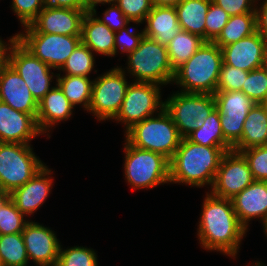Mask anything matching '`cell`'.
Masks as SVG:
<instances>
[{"instance_id":"cell-44","label":"cell","mask_w":267,"mask_h":266,"mask_svg":"<svg viewBox=\"0 0 267 266\" xmlns=\"http://www.w3.org/2000/svg\"><path fill=\"white\" fill-rule=\"evenodd\" d=\"M257 31L267 39V0L261 8H256Z\"/></svg>"},{"instance_id":"cell-9","label":"cell","mask_w":267,"mask_h":266,"mask_svg":"<svg viewBox=\"0 0 267 266\" xmlns=\"http://www.w3.org/2000/svg\"><path fill=\"white\" fill-rule=\"evenodd\" d=\"M17 40L50 68L61 70L67 58L81 43V35L22 32L17 34Z\"/></svg>"},{"instance_id":"cell-15","label":"cell","mask_w":267,"mask_h":266,"mask_svg":"<svg viewBox=\"0 0 267 266\" xmlns=\"http://www.w3.org/2000/svg\"><path fill=\"white\" fill-rule=\"evenodd\" d=\"M221 51L223 63L247 72L267 65V39L258 31Z\"/></svg>"},{"instance_id":"cell-21","label":"cell","mask_w":267,"mask_h":266,"mask_svg":"<svg viewBox=\"0 0 267 266\" xmlns=\"http://www.w3.org/2000/svg\"><path fill=\"white\" fill-rule=\"evenodd\" d=\"M234 211L240 223L247 229L252 218H267V181H254L233 199Z\"/></svg>"},{"instance_id":"cell-12","label":"cell","mask_w":267,"mask_h":266,"mask_svg":"<svg viewBox=\"0 0 267 266\" xmlns=\"http://www.w3.org/2000/svg\"><path fill=\"white\" fill-rule=\"evenodd\" d=\"M160 86L154 83L134 82L126 91L121 109L114 118L124 122L126 131L135 123L152 116L158 109H164V102H160Z\"/></svg>"},{"instance_id":"cell-23","label":"cell","mask_w":267,"mask_h":266,"mask_svg":"<svg viewBox=\"0 0 267 266\" xmlns=\"http://www.w3.org/2000/svg\"><path fill=\"white\" fill-rule=\"evenodd\" d=\"M74 106L69 102L58 85L53 87L39 102L36 117L41 133L61 120L69 119Z\"/></svg>"},{"instance_id":"cell-20","label":"cell","mask_w":267,"mask_h":266,"mask_svg":"<svg viewBox=\"0 0 267 266\" xmlns=\"http://www.w3.org/2000/svg\"><path fill=\"white\" fill-rule=\"evenodd\" d=\"M50 174L51 170L44 166L23 186L9 194L23 215L34 213L48 197L52 187V179L48 177Z\"/></svg>"},{"instance_id":"cell-41","label":"cell","mask_w":267,"mask_h":266,"mask_svg":"<svg viewBox=\"0 0 267 266\" xmlns=\"http://www.w3.org/2000/svg\"><path fill=\"white\" fill-rule=\"evenodd\" d=\"M143 37V30L141 33L138 32V34H135L130 28L126 27L121 28L118 32L116 31L114 37L115 51L113 55L117 53L118 47H120L122 52H126L127 54L133 52L138 47Z\"/></svg>"},{"instance_id":"cell-7","label":"cell","mask_w":267,"mask_h":266,"mask_svg":"<svg viewBox=\"0 0 267 266\" xmlns=\"http://www.w3.org/2000/svg\"><path fill=\"white\" fill-rule=\"evenodd\" d=\"M125 177L134 188H153L170 182L169 159L164 155L125 143Z\"/></svg>"},{"instance_id":"cell-16","label":"cell","mask_w":267,"mask_h":266,"mask_svg":"<svg viewBox=\"0 0 267 266\" xmlns=\"http://www.w3.org/2000/svg\"><path fill=\"white\" fill-rule=\"evenodd\" d=\"M83 9L56 8L45 6L25 33L81 35Z\"/></svg>"},{"instance_id":"cell-10","label":"cell","mask_w":267,"mask_h":266,"mask_svg":"<svg viewBox=\"0 0 267 266\" xmlns=\"http://www.w3.org/2000/svg\"><path fill=\"white\" fill-rule=\"evenodd\" d=\"M128 86L124 70L119 67L96 78L88 111L99 120L114 119L121 109Z\"/></svg>"},{"instance_id":"cell-35","label":"cell","mask_w":267,"mask_h":266,"mask_svg":"<svg viewBox=\"0 0 267 266\" xmlns=\"http://www.w3.org/2000/svg\"><path fill=\"white\" fill-rule=\"evenodd\" d=\"M56 266H97L94 250L85 247H72L62 250L60 247Z\"/></svg>"},{"instance_id":"cell-50","label":"cell","mask_w":267,"mask_h":266,"mask_svg":"<svg viewBox=\"0 0 267 266\" xmlns=\"http://www.w3.org/2000/svg\"><path fill=\"white\" fill-rule=\"evenodd\" d=\"M261 104L267 108V94H266V97Z\"/></svg>"},{"instance_id":"cell-22","label":"cell","mask_w":267,"mask_h":266,"mask_svg":"<svg viewBox=\"0 0 267 266\" xmlns=\"http://www.w3.org/2000/svg\"><path fill=\"white\" fill-rule=\"evenodd\" d=\"M145 20L144 36L165 46L181 29L175 6H153Z\"/></svg>"},{"instance_id":"cell-3","label":"cell","mask_w":267,"mask_h":266,"mask_svg":"<svg viewBox=\"0 0 267 266\" xmlns=\"http://www.w3.org/2000/svg\"><path fill=\"white\" fill-rule=\"evenodd\" d=\"M221 48L205 41L200 48L174 71L173 82L186 93L214 94L222 65Z\"/></svg>"},{"instance_id":"cell-1","label":"cell","mask_w":267,"mask_h":266,"mask_svg":"<svg viewBox=\"0 0 267 266\" xmlns=\"http://www.w3.org/2000/svg\"><path fill=\"white\" fill-rule=\"evenodd\" d=\"M198 237L205 249L236 256L246 228L240 223L230 199L207 193L203 202Z\"/></svg>"},{"instance_id":"cell-18","label":"cell","mask_w":267,"mask_h":266,"mask_svg":"<svg viewBox=\"0 0 267 266\" xmlns=\"http://www.w3.org/2000/svg\"><path fill=\"white\" fill-rule=\"evenodd\" d=\"M0 101L17 111L31 114L35 119L38 102L32 96L25 81L8 63L0 72Z\"/></svg>"},{"instance_id":"cell-26","label":"cell","mask_w":267,"mask_h":266,"mask_svg":"<svg viewBox=\"0 0 267 266\" xmlns=\"http://www.w3.org/2000/svg\"><path fill=\"white\" fill-rule=\"evenodd\" d=\"M211 0H183L176 5L179 26L205 40L206 15Z\"/></svg>"},{"instance_id":"cell-2","label":"cell","mask_w":267,"mask_h":266,"mask_svg":"<svg viewBox=\"0 0 267 266\" xmlns=\"http://www.w3.org/2000/svg\"><path fill=\"white\" fill-rule=\"evenodd\" d=\"M227 150L223 146H205L182 138L169 160L170 183L202 187L214 184L217 170Z\"/></svg>"},{"instance_id":"cell-31","label":"cell","mask_w":267,"mask_h":266,"mask_svg":"<svg viewBox=\"0 0 267 266\" xmlns=\"http://www.w3.org/2000/svg\"><path fill=\"white\" fill-rule=\"evenodd\" d=\"M22 233L0 235V266H27Z\"/></svg>"},{"instance_id":"cell-48","label":"cell","mask_w":267,"mask_h":266,"mask_svg":"<svg viewBox=\"0 0 267 266\" xmlns=\"http://www.w3.org/2000/svg\"><path fill=\"white\" fill-rule=\"evenodd\" d=\"M183 0H151L153 6H176Z\"/></svg>"},{"instance_id":"cell-32","label":"cell","mask_w":267,"mask_h":266,"mask_svg":"<svg viewBox=\"0 0 267 266\" xmlns=\"http://www.w3.org/2000/svg\"><path fill=\"white\" fill-rule=\"evenodd\" d=\"M23 216L10 195L1 192L0 235L22 233L28 222Z\"/></svg>"},{"instance_id":"cell-45","label":"cell","mask_w":267,"mask_h":266,"mask_svg":"<svg viewBox=\"0 0 267 266\" xmlns=\"http://www.w3.org/2000/svg\"><path fill=\"white\" fill-rule=\"evenodd\" d=\"M45 4L56 8L83 9V0H44Z\"/></svg>"},{"instance_id":"cell-43","label":"cell","mask_w":267,"mask_h":266,"mask_svg":"<svg viewBox=\"0 0 267 266\" xmlns=\"http://www.w3.org/2000/svg\"><path fill=\"white\" fill-rule=\"evenodd\" d=\"M103 15L104 18L98 17L97 19L106 24L114 32L126 27L131 22L116 4H112Z\"/></svg>"},{"instance_id":"cell-25","label":"cell","mask_w":267,"mask_h":266,"mask_svg":"<svg viewBox=\"0 0 267 266\" xmlns=\"http://www.w3.org/2000/svg\"><path fill=\"white\" fill-rule=\"evenodd\" d=\"M267 145V108L256 103L244 121L240 142L233 148L237 152Z\"/></svg>"},{"instance_id":"cell-19","label":"cell","mask_w":267,"mask_h":266,"mask_svg":"<svg viewBox=\"0 0 267 266\" xmlns=\"http://www.w3.org/2000/svg\"><path fill=\"white\" fill-rule=\"evenodd\" d=\"M41 132L31 114L17 111L0 101V142L29 144Z\"/></svg>"},{"instance_id":"cell-36","label":"cell","mask_w":267,"mask_h":266,"mask_svg":"<svg viewBox=\"0 0 267 266\" xmlns=\"http://www.w3.org/2000/svg\"><path fill=\"white\" fill-rule=\"evenodd\" d=\"M255 181H267V145L242 150Z\"/></svg>"},{"instance_id":"cell-30","label":"cell","mask_w":267,"mask_h":266,"mask_svg":"<svg viewBox=\"0 0 267 266\" xmlns=\"http://www.w3.org/2000/svg\"><path fill=\"white\" fill-rule=\"evenodd\" d=\"M56 81L63 94L73 106L82 104L85 109H89L93 85V81L89 77L71 75L60 77V74H58Z\"/></svg>"},{"instance_id":"cell-47","label":"cell","mask_w":267,"mask_h":266,"mask_svg":"<svg viewBox=\"0 0 267 266\" xmlns=\"http://www.w3.org/2000/svg\"><path fill=\"white\" fill-rule=\"evenodd\" d=\"M4 44L5 43H3L2 40H0V72L9 63V54L6 52H8V50L11 49V46L7 47V45Z\"/></svg>"},{"instance_id":"cell-24","label":"cell","mask_w":267,"mask_h":266,"mask_svg":"<svg viewBox=\"0 0 267 266\" xmlns=\"http://www.w3.org/2000/svg\"><path fill=\"white\" fill-rule=\"evenodd\" d=\"M115 32L102 23L95 14L86 12L82 20L81 42L92 51L113 56Z\"/></svg>"},{"instance_id":"cell-8","label":"cell","mask_w":267,"mask_h":266,"mask_svg":"<svg viewBox=\"0 0 267 266\" xmlns=\"http://www.w3.org/2000/svg\"><path fill=\"white\" fill-rule=\"evenodd\" d=\"M167 99L164 109L171 116L182 138L202 127L204 120L216 108L213 94L180 92Z\"/></svg>"},{"instance_id":"cell-14","label":"cell","mask_w":267,"mask_h":266,"mask_svg":"<svg viewBox=\"0 0 267 266\" xmlns=\"http://www.w3.org/2000/svg\"><path fill=\"white\" fill-rule=\"evenodd\" d=\"M254 181L244 155L230 150L221 160L211 193L214 196L231 200Z\"/></svg>"},{"instance_id":"cell-34","label":"cell","mask_w":267,"mask_h":266,"mask_svg":"<svg viewBox=\"0 0 267 266\" xmlns=\"http://www.w3.org/2000/svg\"><path fill=\"white\" fill-rule=\"evenodd\" d=\"M241 91L254 102L261 104L267 94V65L249 71Z\"/></svg>"},{"instance_id":"cell-52","label":"cell","mask_w":267,"mask_h":266,"mask_svg":"<svg viewBox=\"0 0 267 266\" xmlns=\"http://www.w3.org/2000/svg\"><path fill=\"white\" fill-rule=\"evenodd\" d=\"M0 209H1V192H0Z\"/></svg>"},{"instance_id":"cell-40","label":"cell","mask_w":267,"mask_h":266,"mask_svg":"<svg viewBox=\"0 0 267 266\" xmlns=\"http://www.w3.org/2000/svg\"><path fill=\"white\" fill-rule=\"evenodd\" d=\"M46 6L44 0H13L12 7L24 27L30 25Z\"/></svg>"},{"instance_id":"cell-38","label":"cell","mask_w":267,"mask_h":266,"mask_svg":"<svg viewBox=\"0 0 267 266\" xmlns=\"http://www.w3.org/2000/svg\"><path fill=\"white\" fill-rule=\"evenodd\" d=\"M247 75V71L222 62L216 91H241Z\"/></svg>"},{"instance_id":"cell-13","label":"cell","mask_w":267,"mask_h":266,"mask_svg":"<svg viewBox=\"0 0 267 266\" xmlns=\"http://www.w3.org/2000/svg\"><path fill=\"white\" fill-rule=\"evenodd\" d=\"M213 95L220 113L223 136L234 148L241 140L247 114L256 102L242 91H216Z\"/></svg>"},{"instance_id":"cell-11","label":"cell","mask_w":267,"mask_h":266,"mask_svg":"<svg viewBox=\"0 0 267 266\" xmlns=\"http://www.w3.org/2000/svg\"><path fill=\"white\" fill-rule=\"evenodd\" d=\"M9 64L25 81L32 96L39 102L53 87L50 88L52 75L50 67L35 57L18 40L17 35L9 40Z\"/></svg>"},{"instance_id":"cell-46","label":"cell","mask_w":267,"mask_h":266,"mask_svg":"<svg viewBox=\"0 0 267 266\" xmlns=\"http://www.w3.org/2000/svg\"><path fill=\"white\" fill-rule=\"evenodd\" d=\"M116 0H83V10L85 12H92L93 14L96 15V5L98 3H110L112 2V4L115 3Z\"/></svg>"},{"instance_id":"cell-28","label":"cell","mask_w":267,"mask_h":266,"mask_svg":"<svg viewBox=\"0 0 267 266\" xmlns=\"http://www.w3.org/2000/svg\"><path fill=\"white\" fill-rule=\"evenodd\" d=\"M256 31V13L230 16L227 24L213 42L222 48L250 36Z\"/></svg>"},{"instance_id":"cell-4","label":"cell","mask_w":267,"mask_h":266,"mask_svg":"<svg viewBox=\"0 0 267 266\" xmlns=\"http://www.w3.org/2000/svg\"><path fill=\"white\" fill-rule=\"evenodd\" d=\"M125 139L137 148L160 153L170 160L182 137L169 113L162 109L158 117L135 123L126 131Z\"/></svg>"},{"instance_id":"cell-6","label":"cell","mask_w":267,"mask_h":266,"mask_svg":"<svg viewBox=\"0 0 267 266\" xmlns=\"http://www.w3.org/2000/svg\"><path fill=\"white\" fill-rule=\"evenodd\" d=\"M44 166L29 144L0 142V192L12 193Z\"/></svg>"},{"instance_id":"cell-27","label":"cell","mask_w":267,"mask_h":266,"mask_svg":"<svg viewBox=\"0 0 267 266\" xmlns=\"http://www.w3.org/2000/svg\"><path fill=\"white\" fill-rule=\"evenodd\" d=\"M204 42L200 36L180 29L166 45L173 71L183 65Z\"/></svg>"},{"instance_id":"cell-5","label":"cell","mask_w":267,"mask_h":266,"mask_svg":"<svg viewBox=\"0 0 267 266\" xmlns=\"http://www.w3.org/2000/svg\"><path fill=\"white\" fill-rule=\"evenodd\" d=\"M128 60L127 69L136 76L135 82L166 85L173 81L174 71L166 46L151 38L144 36L138 47L129 53Z\"/></svg>"},{"instance_id":"cell-49","label":"cell","mask_w":267,"mask_h":266,"mask_svg":"<svg viewBox=\"0 0 267 266\" xmlns=\"http://www.w3.org/2000/svg\"><path fill=\"white\" fill-rule=\"evenodd\" d=\"M262 223H263V226H264V229H265V233L267 235V218Z\"/></svg>"},{"instance_id":"cell-37","label":"cell","mask_w":267,"mask_h":266,"mask_svg":"<svg viewBox=\"0 0 267 266\" xmlns=\"http://www.w3.org/2000/svg\"><path fill=\"white\" fill-rule=\"evenodd\" d=\"M229 18L230 15L211 0L205 21V41L213 42L227 24Z\"/></svg>"},{"instance_id":"cell-51","label":"cell","mask_w":267,"mask_h":266,"mask_svg":"<svg viewBox=\"0 0 267 266\" xmlns=\"http://www.w3.org/2000/svg\"><path fill=\"white\" fill-rule=\"evenodd\" d=\"M254 266H262L260 262H256Z\"/></svg>"},{"instance_id":"cell-29","label":"cell","mask_w":267,"mask_h":266,"mask_svg":"<svg viewBox=\"0 0 267 266\" xmlns=\"http://www.w3.org/2000/svg\"><path fill=\"white\" fill-rule=\"evenodd\" d=\"M187 138L200 145L223 146L227 151L233 150L223 136L220 113L216 108L204 120L202 127L191 132Z\"/></svg>"},{"instance_id":"cell-33","label":"cell","mask_w":267,"mask_h":266,"mask_svg":"<svg viewBox=\"0 0 267 266\" xmlns=\"http://www.w3.org/2000/svg\"><path fill=\"white\" fill-rule=\"evenodd\" d=\"M93 67L92 50L81 42L67 58L61 69L66 72V75L88 77Z\"/></svg>"},{"instance_id":"cell-42","label":"cell","mask_w":267,"mask_h":266,"mask_svg":"<svg viewBox=\"0 0 267 266\" xmlns=\"http://www.w3.org/2000/svg\"><path fill=\"white\" fill-rule=\"evenodd\" d=\"M220 6L230 16L242 15L245 13H256V8L252 5L255 0H212Z\"/></svg>"},{"instance_id":"cell-39","label":"cell","mask_w":267,"mask_h":266,"mask_svg":"<svg viewBox=\"0 0 267 266\" xmlns=\"http://www.w3.org/2000/svg\"><path fill=\"white\" fill-rule=\"evenodd\" d=\"M115 3L123 14L133 23H142L151 12V0H116Z\"/></svg>"},{"instance_id":"cell-17","label":"cell","mask_w":267,"mask_h":266,"mask_svg":"<svg viewBox=\"0 0 267 266\" xmlns=\"http://www.w3.org/2000/svg\"><path fill=\"white\" fill-rule=\"evenodd\" d=\"M22 237L29 260L32 259L37 266H56L61 246L53 231L28 221Z\"/></svg>"}]
</instances>
